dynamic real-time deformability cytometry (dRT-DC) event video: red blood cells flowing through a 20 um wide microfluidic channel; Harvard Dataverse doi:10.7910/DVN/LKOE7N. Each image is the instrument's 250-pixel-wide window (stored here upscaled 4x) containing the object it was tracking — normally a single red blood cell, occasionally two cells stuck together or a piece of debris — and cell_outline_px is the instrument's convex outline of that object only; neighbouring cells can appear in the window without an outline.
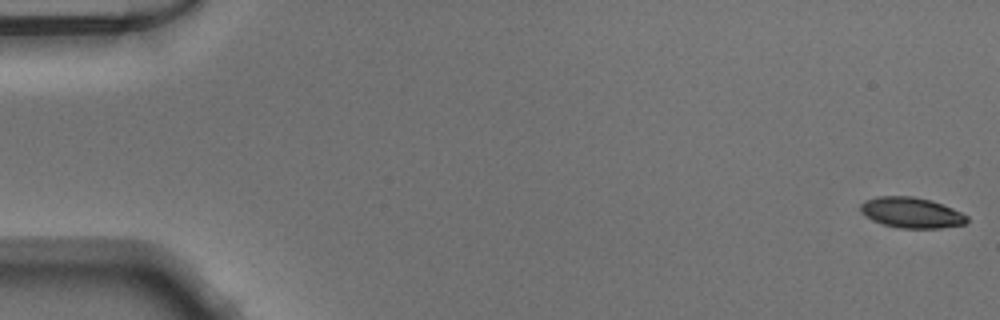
{"species": "Egyptian fruit bat (a non-hibernating species)", "species_latin": "Rousettus aegyptiacus", "temperature_condition": "warm", "stored_images_in_passage": 51, "camera_frame_rate_fps": 3000, "um_per_image_px": 0.085, "animal": {"sex": "male"}, "frame": {"image": 1, "passage_image": 1, "time_ms": 0.0, "image_size_px": [1000, 320], "cell_outline_px": [[968, 220], [964, 224], [940, 228], [900, 228], [884, 224], [872, 220], [860, 208], [860, 204], [876, 196], [912, 196], [932, 200], [952, 208], [968, 216]], "centroid_in_image_um": [77.5, 18.07], "position_along_channel_um": 7.5, "area_um2": 18.73}}
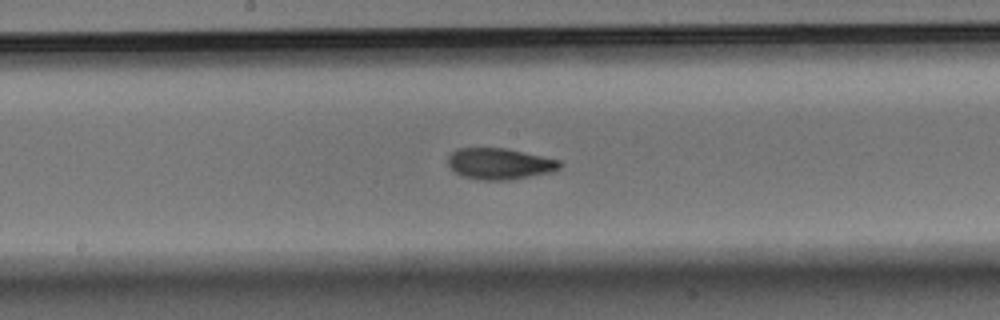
{"frame": {"image": 2, "passage_image": 27, "time_ms": 8.667, "image_size_px": [1000, 320], "cell_outline_px": [[560, 168], [548, 172], [512, 180], [484, 180], [464, 176], [456, 172], [448, 164], [448, 156], [456, 148], [504, 148], [560, 160]], "centroid_in_image_um": [42.44, 13.91], "position_along_channel_um": 205.8, "area_um2": 20.0}}
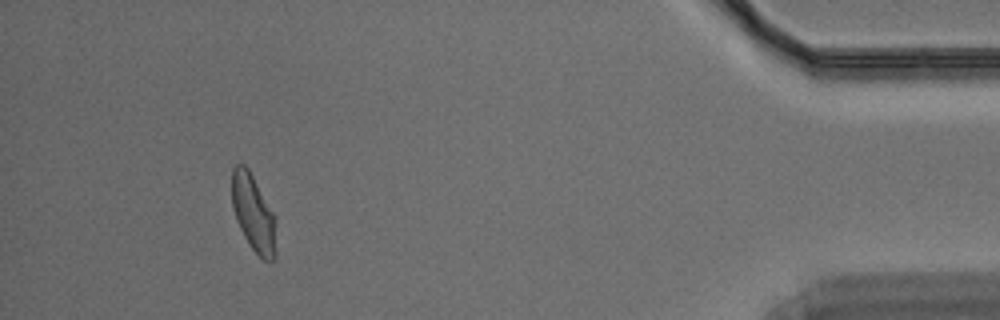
{"frame": {"image": 3, "passage_image": 47, "time_ms": 15.333, "image_size_px": [1000, 320], "cell_outline_px": [[276, 256], [272, 260], [264, 260], [248, 244], [236, 220], [232, 208], [232, 168], [236, 164], [244, 164], [248, 168], [272, 212], [276, 220]], "centroid_in_image_um": [21.53, 18.13], "position_along_channel_um": 413.7, "area_um2": 19.65}}